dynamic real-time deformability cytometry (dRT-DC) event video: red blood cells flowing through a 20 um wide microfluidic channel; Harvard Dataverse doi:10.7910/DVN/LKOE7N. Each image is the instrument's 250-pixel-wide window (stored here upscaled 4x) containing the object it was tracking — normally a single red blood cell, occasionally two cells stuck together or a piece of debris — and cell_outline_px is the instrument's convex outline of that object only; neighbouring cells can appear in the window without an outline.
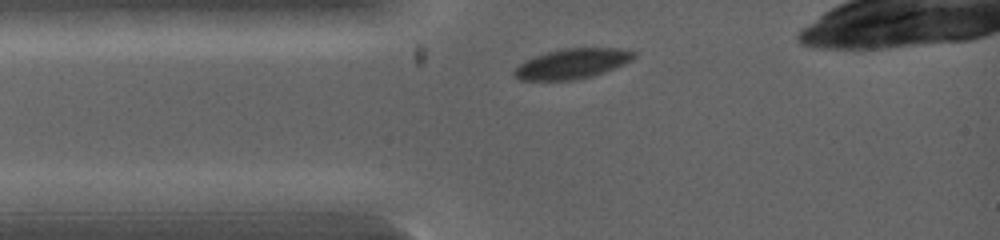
{"species": "common noctule bat (a hibernating species)", "species_latin": "Nyctalus noctula", "temperature_condition": "warm", "stored_images_in_passage": 1, "camera_frame_rate_fps": 5000, "um_per_image_px": 0.085, "animal": {"sex": "female", "body_mass_g": 19.0, "forearm_length_mm": 53.3}, "frame": {"image": 1, "passage_image": 1, "time_ms": 0.0, "image_size_px": [1000, 240], "cell_outline_px": [[636, 56], [632, 60], [624, 64], [604, 72], [592, 76], [576, 80], [520, 80], [512, 72], [524, 60], [548, 52], [564, 48], [620, 48], [636, 52]], "centroid_in_image_um": [48.66, 5.41], "position_along_channel_um": 36.3, "area_um2": 20.87}}